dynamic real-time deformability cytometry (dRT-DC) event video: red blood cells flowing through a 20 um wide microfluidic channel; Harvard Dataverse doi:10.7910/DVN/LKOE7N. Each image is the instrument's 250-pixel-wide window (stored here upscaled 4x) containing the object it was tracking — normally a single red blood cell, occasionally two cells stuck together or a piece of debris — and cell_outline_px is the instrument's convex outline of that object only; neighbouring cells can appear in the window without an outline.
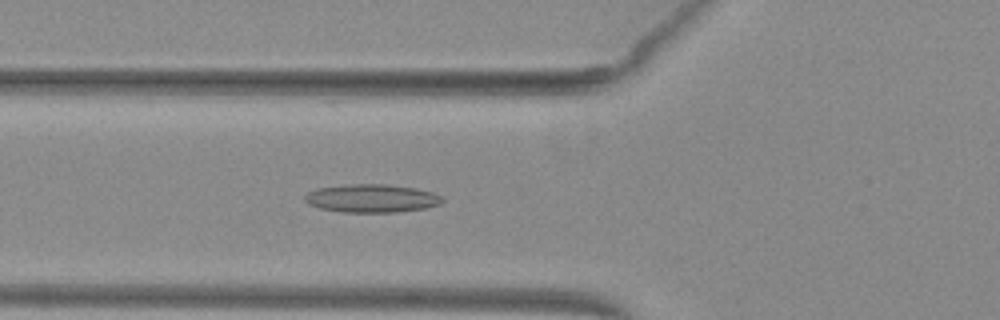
{"species": "common noctule bat (a hibernating species)", "species_latin": "Nyctalus noctula", "temperature_condition": "warm", "stored_images_in_passage": 39, "camera_frame_rate_fps": 3000, "um_per_image_px": 0.085, "animal": {"sex": "female", "body_mass_g": 29.2, "forearm_length_mm": 56.3}, "frame": {"image": 1, "passage_image": 7, "time_ms": 2.0, "image_size_px": [1000, 320], "cell_outline_px": [[444, 200], [440, 204], [428, 208], [396, 212], [340, 212], [320, 208], [308, 204], [304, 200], [304, 196], [308, 192], [316, 188], [344, 184], [388, 184], [416, 188], [432, 192], [440, 196]], "centroid_in_image_um": [31.58, 16.85], "position_along_channel_um": 94.2, "area_um2": 22.83}}
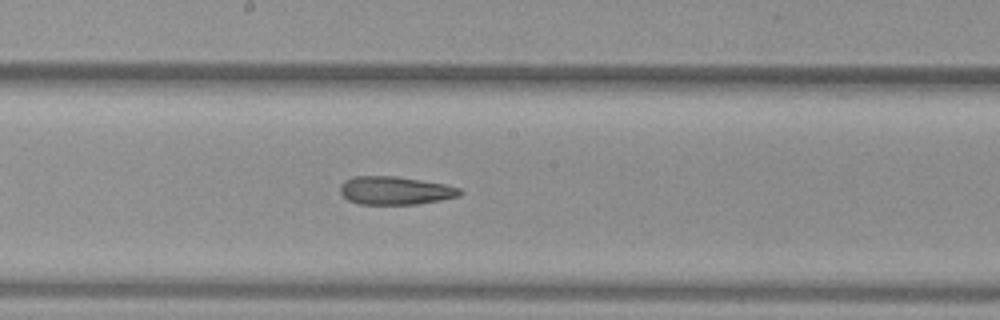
{"frame": {"image": 2, "passage_image": 16, "time_ms": 5.0, "image_size_px": [1000, 320], "cell_outline_px": [[464, 192], [460, 196], [440, 200], [416, 204], [356, 204], [348, 200], [340, 192], [340, 184], [344, 180], [352, 176], [396, 176], [448, 184], [460, 188]], "centroid_in_image_um": [33.6, 16.19], "position_along_channel_um": 214.6, "area_um2": 19.94}}
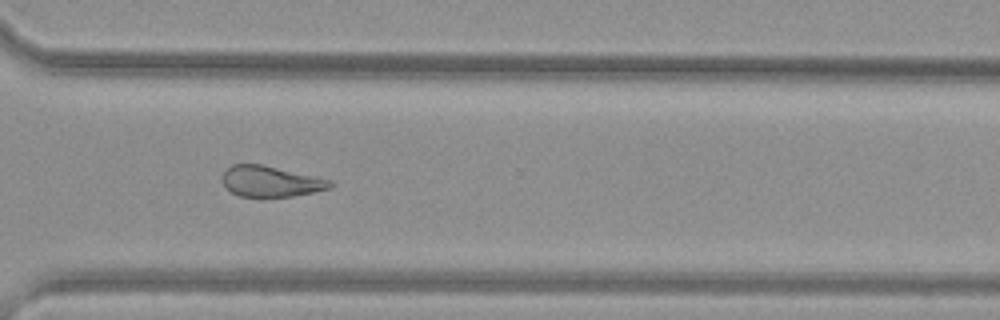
{"frame": {"image": 3, "passage_image": 26, "time_ms": 8.333, "image_size_px": [1000, 320], "cell_outline_px": [[336, 184], [332, 188], [292, 196], [240, 196], [232, 192], [220, 180], [220, 176], [224, 168], [232, 164], [264, 164], [316, 176], [332, 180]], "centroid_in_image_um": [23.01, 15.39], "position_along_channel_um": 347.6, "area_um2": 19.65}, "authors_computed_cell_mechanics": {"area_um2": 21.5594, "velocity_mm_per_s": 3.9996, "shape_relaxation_time_tau1_ms": null, "shape_relaxation_time_tau2_ms": 4.6457, "deformation_change_tau1": null, "deformation_change_tau2": 0.161}}